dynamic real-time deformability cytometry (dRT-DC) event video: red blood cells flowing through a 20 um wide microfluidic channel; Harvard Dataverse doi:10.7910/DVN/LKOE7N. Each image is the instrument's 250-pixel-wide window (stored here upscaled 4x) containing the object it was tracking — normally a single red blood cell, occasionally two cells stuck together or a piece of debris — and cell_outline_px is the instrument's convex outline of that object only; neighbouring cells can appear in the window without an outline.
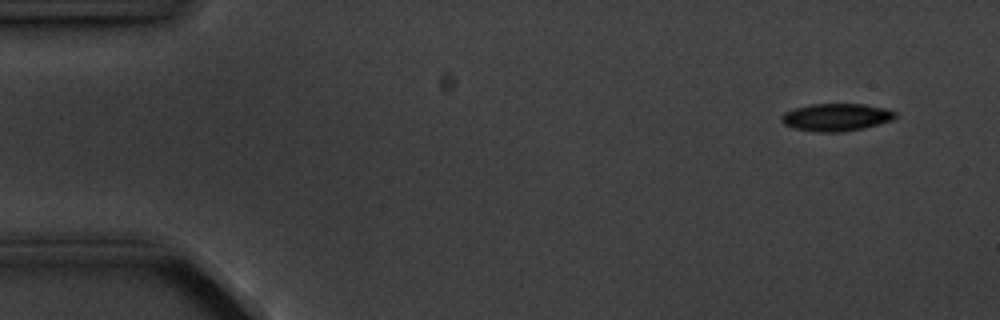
{"species": "common noctule bat (a hibernating species)", "species_latin": "Nyctalus noctula", "temperature_condition": "cold", "stored_images_in_passage": 9, "camera_frame_rate_fps": 3000, "um_per_image_px": 0.085, "animal": {"sex": "male", "body_mass_g": 20.1, "forearm_length_mm": 53.5}, "frame": {"image": 1, "passage_image": 1, "time_ms": 0.0, "image_size_px": [1000, 320], "cell_outline_px": [[896, 116], [892, 120], [864, 128], [844, 132], [816, 132], [792, 128], [784, 124], [780, 120], [780, 116], [784, 112], [796, 108], [812, 104], [864, 104], [884, 108], [896, 112]], "centroid_in_image_um": [71.05, 9.97], "position_along_channel_um": 13.9, "area_um2": 18.32}}
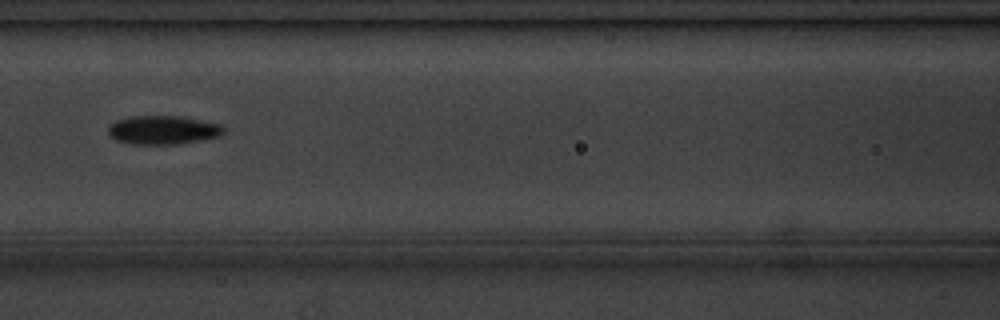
{"frame": {"image": 2, "passage_image": 7, "time_ms": 6.667, "image_size_px": [1000, 320], "cell_outline_px": [[224, 132], [220, 136], [172, 144], [132, 144], [116, 140], [108, 132], [108, 128], [116, 120], [128, 116], [180, 116], [220, 124], [224, 128]], "centroid_in_image_um": [13.83, 11.04], "position_along_channel_um": 152.8, "area_um2": 19.02}}